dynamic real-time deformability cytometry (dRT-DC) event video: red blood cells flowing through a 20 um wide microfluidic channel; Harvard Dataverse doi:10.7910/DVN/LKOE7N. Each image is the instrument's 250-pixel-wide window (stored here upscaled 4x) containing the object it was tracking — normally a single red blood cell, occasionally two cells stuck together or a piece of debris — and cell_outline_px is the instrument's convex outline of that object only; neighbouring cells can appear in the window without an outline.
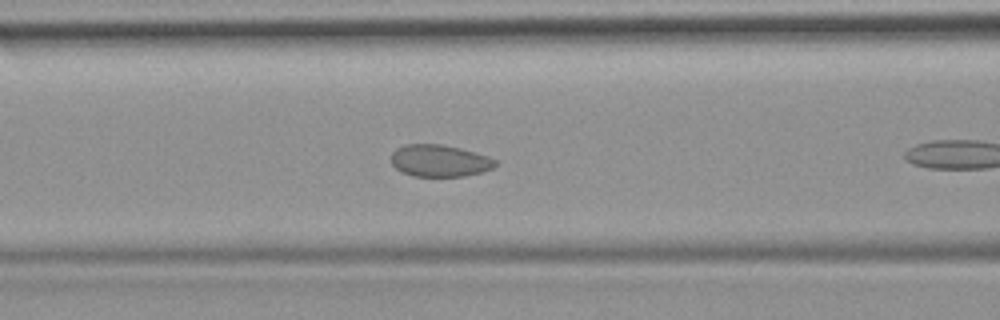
{"species": "common noctule bat (a hibernating species)", "species_latin": "Nyctalus noctula", "temperature_condition": "room temperature", "stored_images_in_passage": 18, "camera_frame_rate_fps": 3000, "um_per_image_px": 0.085, "animal": {"sex": "female", "body_mass_g": 19.9}, "frame": {"image": 1, "passage_image": 11, "time_ms": 3.333, "image_size_px": [1000, 320], "cell_outline_px": [[500, 164], [492, 168], [480, 172], [464, 176], [412, 176], [396, 168], [392, 164], [392, 152], [396, 148], [404, 144], [440, 144], [460, 148], [488, 156], [496, 160]], "centroid_in_image_um": [37.37, 13.65], "position_along_channel_um": 129.2, "area_um2": 19.36}}